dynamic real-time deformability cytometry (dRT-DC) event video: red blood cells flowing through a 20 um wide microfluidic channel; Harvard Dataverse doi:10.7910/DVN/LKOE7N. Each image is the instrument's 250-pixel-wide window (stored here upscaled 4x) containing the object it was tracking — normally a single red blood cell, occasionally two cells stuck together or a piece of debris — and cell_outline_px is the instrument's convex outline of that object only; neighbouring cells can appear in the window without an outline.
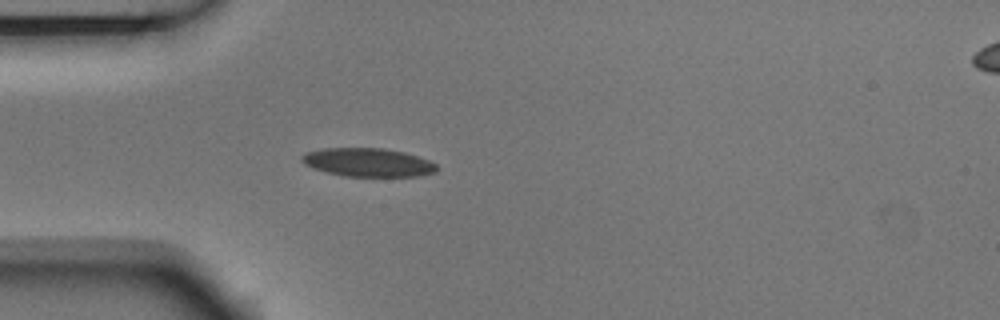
{"species": "Egyptian fruit bat (a non-hibernating species)", "species_latin": "Rousettus aegyptiacus", "temperature_condition": "room temperature", "stored_images_in_passage": 3, "camera_frame_rate_fps": 3000, "um_per_image_px": 0.085, "animal": {"sex": "male"}, "frame": {"image": 1, "passage_image": 3, "time_ms": 0.667, "image_size_px": [1000, 320], "cell_outline_px": [[440, 168], [436, 172], [416, 176], [344, 176], [312, 168], [304, 164], [300, 160], [300, 156], [308, 152], [324, 148], [384, 148], [404, 152], [428, 160], [436, 164]], "centroid_in_image_um": [31.28, 13.8], "position_along_channel_um": 53.7, "area_um2": 22.37}}